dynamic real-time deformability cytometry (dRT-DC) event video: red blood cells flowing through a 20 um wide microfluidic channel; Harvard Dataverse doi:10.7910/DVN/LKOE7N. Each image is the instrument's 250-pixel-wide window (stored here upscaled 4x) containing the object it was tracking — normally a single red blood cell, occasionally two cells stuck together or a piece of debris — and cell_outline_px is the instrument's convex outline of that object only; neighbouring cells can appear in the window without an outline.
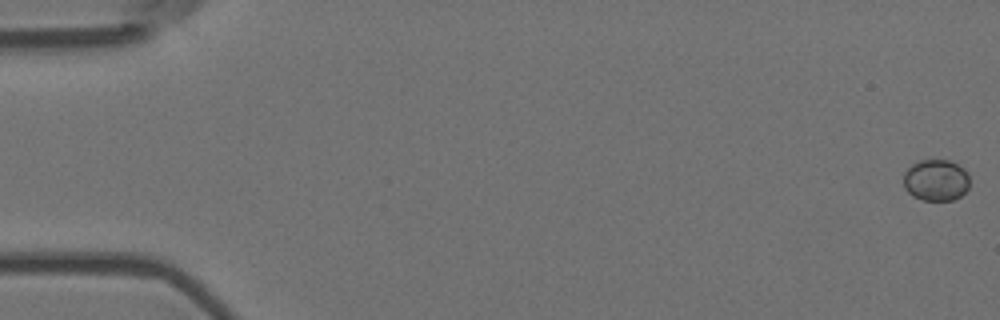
{"species": "Egyptian fruit bat (a non-hibernating species)", "species_latin": "Rousettus aegyptiacus", "temperature_condition": "room temperature", "stored_images_in_passage": 57, "camera_frame_rate_fps": 3000, "um_per_image_px": 0.085, "animal": {"sex": "female"}, "frame": {"image": 1, "passage_image": 1, "time_ms": 0.0, "image_size_px": [1000, 320], "cell_outline_px": [[968, 188], [960, 196], [952, 200], [920, 200], [912, 196], [904, 188], [904, 172], [912, 164], [920, 160], [948, 160], [964, 168], [968, 172]], "centroid_in_image_um": [79.54, 15.32], "position_along_channel_um": 5.5, "area_um2": 16.01}}
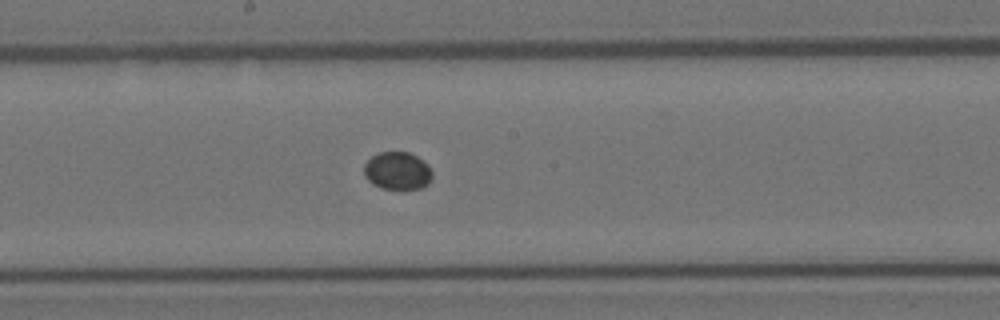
{"frame": {"image": 2, "passage_image": 31, "time_ms": 10.0, "image_size_px": [1000, 320], "cell_outline_px": [[432, 176], [428, 184], [420, 188], [380, 188], [372, 184], [364, 176], [364, 164], [372, 156], [380, 152], [408, 152], [416, 156], [428, 164], [432, 172]], "centroid_in_image_um": [33.77, 14.51], "position_along_channel_um": 214.4, "area_um2": 14.91}}
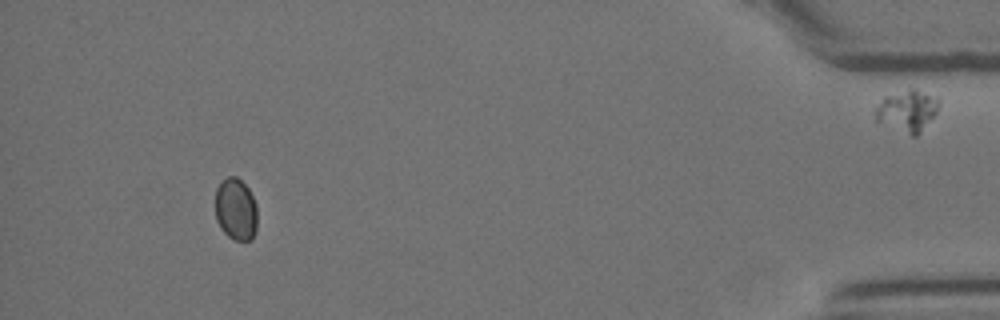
{"frame": {"image": 3, "passage_image": 53, "time_ms": 17.333, "image_size_px": [1000, 320], "cell_outline_px": [[256, 232], [252, 240], [232, 240], [220, 228], [216, 220], [216, 188], [228, 176], [236, 176], [248, 188], [256, 204]], "centroid_in_image_um": [20.05, 17.82], "position_along_channel_um": 415.2, "area_um2": 15.2}}